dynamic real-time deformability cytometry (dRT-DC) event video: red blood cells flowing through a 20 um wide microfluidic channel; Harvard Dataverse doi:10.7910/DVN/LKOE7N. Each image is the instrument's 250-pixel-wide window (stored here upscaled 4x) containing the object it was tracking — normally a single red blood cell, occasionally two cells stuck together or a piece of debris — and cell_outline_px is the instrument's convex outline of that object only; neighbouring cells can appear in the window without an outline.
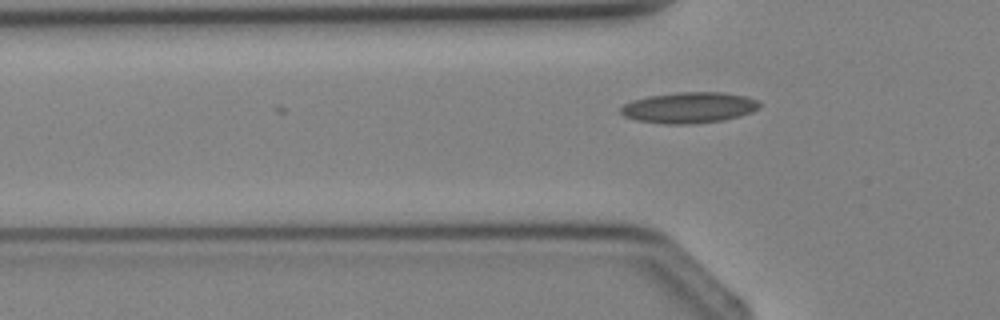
{"species": "Egyptian fruit bat (a non-hibernating species)", "species_latin": "Rousettus aegyptiacus", "temperature_condition": "cold", "stored_images_in_passage": 4, "camera_frame_rate_fps": 3000, "um_per_image_px": 0.085, "animal": {"sex": "female"}, "frame": {"image": 1, "passage_image": 4, "time_ms": 3.667, "image_size_px": [1000, 320], "cell_outline_px": [[760, 108], [752, 112], [740, 116], [724, 120], [692, 124], [664, 124], [636, 120], [624, 116], [620, 112], [620, 108], [624, 104], [632, 100], [648, 96], [680, 92], [720, 92], [744, 96], [756, 100], [760, 104]], "centroid_in_image_um": [58.56, 9.15], "position_along_channel_um": 67.2, "area_um2": 25.03}}